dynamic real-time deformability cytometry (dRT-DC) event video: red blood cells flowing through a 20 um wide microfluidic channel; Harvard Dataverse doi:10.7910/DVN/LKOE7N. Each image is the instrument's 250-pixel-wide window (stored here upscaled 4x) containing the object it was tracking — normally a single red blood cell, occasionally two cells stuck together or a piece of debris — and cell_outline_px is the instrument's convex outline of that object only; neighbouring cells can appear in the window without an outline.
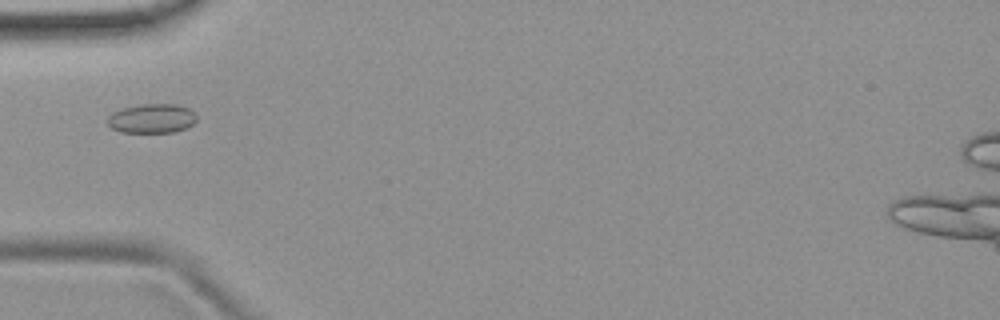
{"species": "common noctule bat (a hibernating species)", "species_latin": "Nyctalus noctula", "temperature_condition": "room temperature", "stored_images_in_passage": 4, "camera_frame_rate_fps": 3000, "um_per_image_px": 0.085, "animal": {"sex": "female", "body_mass_g": 19.9}, "frame": {"image": 1, "passage_image": 1, "time_ms": 0.0, "image_size_px": [1000, 320], "cell_outline_px": [[196, 120], [192, 124], [176, 132], [120, 132], [112, 128], [108, 124], [108, 116], [112, 112], [124, 108], [140, 104], [176, 104], [188, 108], [196, 112]], "centroid_in_image_um": [12.92, 10.06], "position_along_channel_um": 72.1, "area_um2": 15.2}}